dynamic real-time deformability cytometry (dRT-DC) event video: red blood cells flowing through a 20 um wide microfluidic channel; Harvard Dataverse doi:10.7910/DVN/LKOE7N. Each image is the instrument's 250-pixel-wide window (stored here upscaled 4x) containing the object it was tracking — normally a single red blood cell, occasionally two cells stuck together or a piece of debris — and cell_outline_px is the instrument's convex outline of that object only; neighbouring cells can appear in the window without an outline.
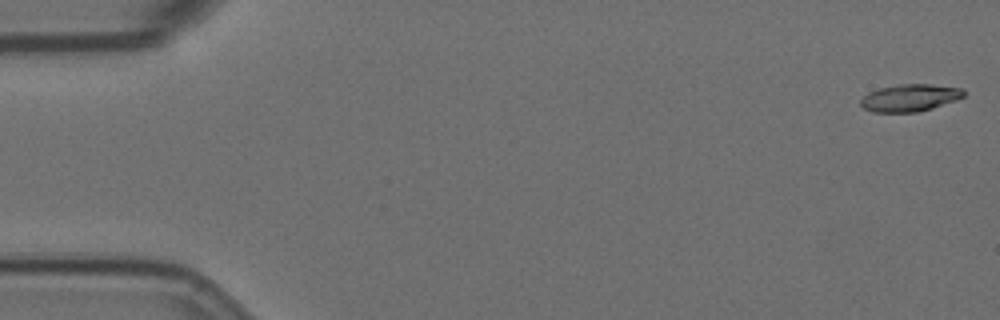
{"species": "Egyptian fruit bat (a non-hibernating species)", "species_latin": "Rousettus aegyptiacus", "temperature_condition": "room temperature", "stored_images_in_passage": 14, "camera_frame_rate_fps": 3000, "um_per_image_px": 0.085, "animal": {"sex": "female"}, "frame": {"image": 1, "passage_image": 1, "time_ms": 0.0, "image_size_px": [1000, 320], "cell_outline_px": [[964, 96], [956, 100], [932, 108], [916, 112], [872, 112], [864, 108], [860, 104], [860, 100], [868, 92], [880, 88], [900, 84], [932, 84], [964, 88]], "centroid_in_image_um": [77.34, 8.31], "position_along_channel_um": 7.7, "area_um2": 16.36}}